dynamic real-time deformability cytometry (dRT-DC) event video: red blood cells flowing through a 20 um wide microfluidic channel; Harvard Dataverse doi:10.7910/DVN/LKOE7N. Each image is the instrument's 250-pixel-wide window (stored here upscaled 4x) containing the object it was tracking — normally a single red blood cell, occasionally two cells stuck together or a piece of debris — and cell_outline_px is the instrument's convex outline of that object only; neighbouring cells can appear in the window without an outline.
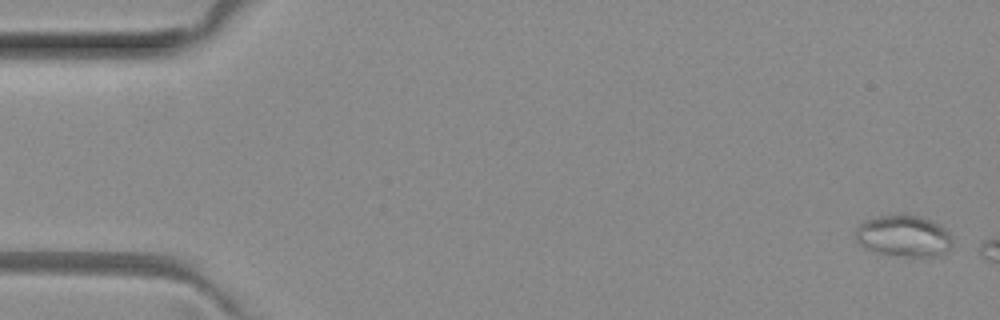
{"species": "common noctule bat (a hibernating species)", "species_latin": "Nyctalus noctula", "temperature_condition": "room temperature", "stored_images_in_passage": 6, "camera_frame_rate_fps": 3000, "um_per_image_px": 0.085, "animal": {"sex": "female", "body_mass_g": 29.2, "forearm_length_mm": 56.3}, "frame": {"image": 1, "passage_image": 1, "time_ms": 0.0, "image_size_px": [1000, 320], "cell_outline_px": [[952, 244], [944, 252], [936, 256], [904, 256], [876, 252], [864, 248], [856, 240], [856, 228], [864, 220], [880, 216], [900, 212], [904, 212], [920, 216], [932, 220], [940, 224], [948, 232], [952, 240]], "centroid_in_image_um": [76.8, 20.01], "position_along_channel_um": 8.2, "area_um2": 23.7}}